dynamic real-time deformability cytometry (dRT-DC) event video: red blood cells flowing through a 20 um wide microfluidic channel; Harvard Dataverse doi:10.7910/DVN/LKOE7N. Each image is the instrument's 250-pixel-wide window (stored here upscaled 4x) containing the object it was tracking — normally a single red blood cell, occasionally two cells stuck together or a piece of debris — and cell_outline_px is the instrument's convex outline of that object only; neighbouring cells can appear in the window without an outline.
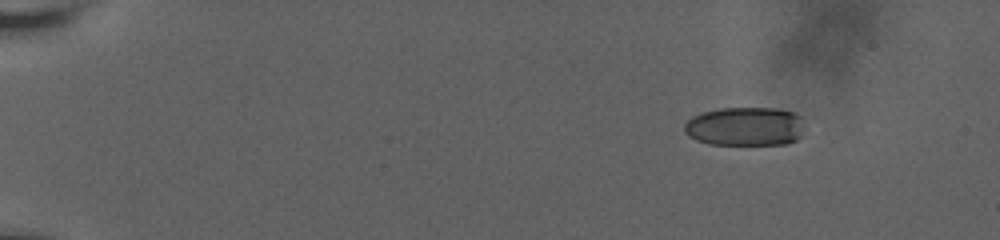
{"species": "human", "species_latin": "Homo sapiens", "temperature_condition": "room temperature", "stored_images_in_passage": 6, "camera_frame_rate_fps": 3000, "um_per_image_px": 0.085, "donor": {"sex": "male"}, "frame": {"image": 1, "passage_image": 1, "time_ms": 0.0, "image_size_px": [1000, 240], "cell_outline_px": [[804, 128], [800, 136], [796, 140], [788, 144], [708, 144], [696, 140], [688, 136], [684, 132], [684, 124], [692, 116], [700, 112], [720, 108], [776, 108], [792, 112], [800, 116]], "centroid_in_image_um": [63.31, 10.74], "position_along_channel_um": 21.7, "area_um2": 27.46}}
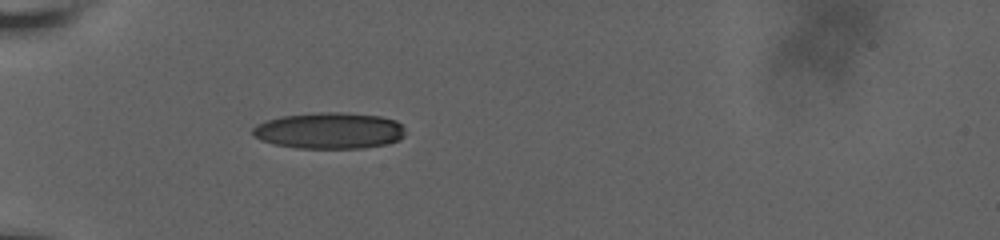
{"frame": {"image": 2, "passage_image": 6, "time_ms": 4.333, "image_size_px": [1000, 240], "cell_outline_px": [[404, 136], [400, 140], [384, 144], [360, 148], [300, 148], [276, 144], [260, 140], [252, 136], [252, 128], [256, 124], [280, 116], [320, 112], [344, 112], [380, 116], [396, 120], [404, 128]], "centroid_in_image_um": [27.98, 11.09], "position_along_channel_um": 57.0, "area_um2": 32.31}}